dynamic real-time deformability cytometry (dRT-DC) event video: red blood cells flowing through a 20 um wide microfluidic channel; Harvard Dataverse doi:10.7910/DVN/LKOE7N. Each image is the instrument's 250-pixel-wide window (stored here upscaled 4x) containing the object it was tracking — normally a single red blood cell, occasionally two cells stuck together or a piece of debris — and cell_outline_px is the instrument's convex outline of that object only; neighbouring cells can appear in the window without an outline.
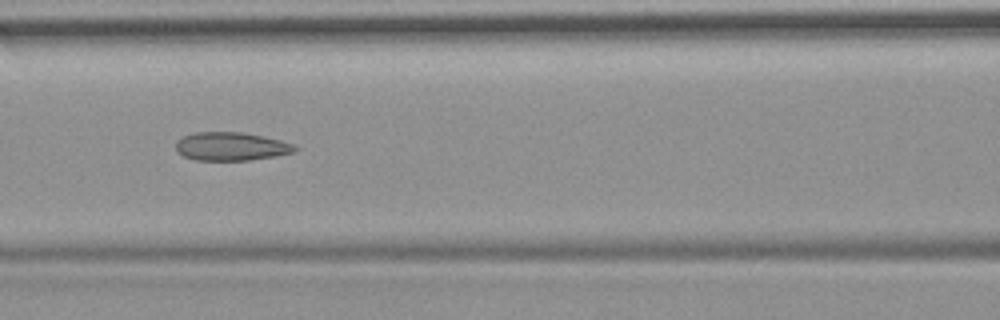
{"species": "common noctule bat (a hibernating species)", "species_latin": "Nyctalus noctula", "temperature_condition": "room temperature", "stored_images_in_passage": 10, "camera_frame_rate_fps": 3000, "um_per_image_px": 0.085, "animal": {"sex": "female", "body_mass_g": 19.9}, "frame": {"image": 1, "passage_image": 6, "time_ms": 6.667, "image_size_px": [1000, 320], "cell_outline_px": [[296, 148], [292, 152], [276, 156], [248, 160], [196, 160], [184, 156], [176, 152], [176, 140], [184, 136], [196, 132], [240, 132], [264, 136], [280, 140], [292, 144]], "centroid_in_image_um": [19.59, 12.44], "position_along_channel_um": 147.0, "area_um2": 19.54}}
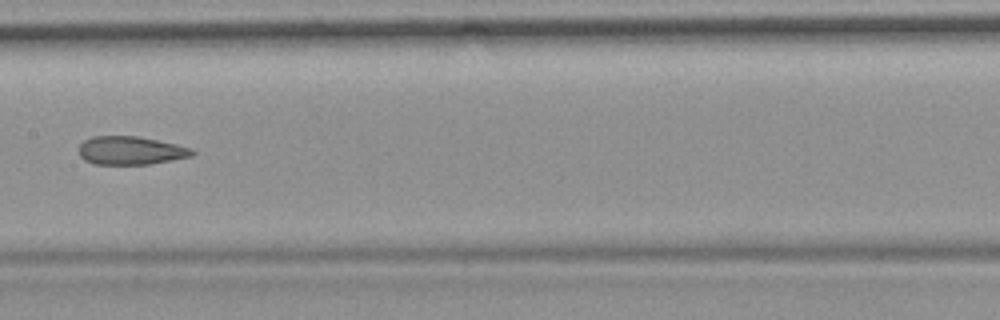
{"frame": {"image": 2, "passage_image": 7, "time_ms": 8.0, "image_size_px": [1000, 320], "cell_outline_px": [[196, 152], [192, 156], [172, 160], [148, 164], [92, 164], [84, 160], [80, 156], [80, 144], [84, 140], [92, 136], [136, 136], [196, 148]], "centroid_in_image_um": [11.13, 12.79], "position_along_channel_um": 196.3, "area_um2": 18.79}}